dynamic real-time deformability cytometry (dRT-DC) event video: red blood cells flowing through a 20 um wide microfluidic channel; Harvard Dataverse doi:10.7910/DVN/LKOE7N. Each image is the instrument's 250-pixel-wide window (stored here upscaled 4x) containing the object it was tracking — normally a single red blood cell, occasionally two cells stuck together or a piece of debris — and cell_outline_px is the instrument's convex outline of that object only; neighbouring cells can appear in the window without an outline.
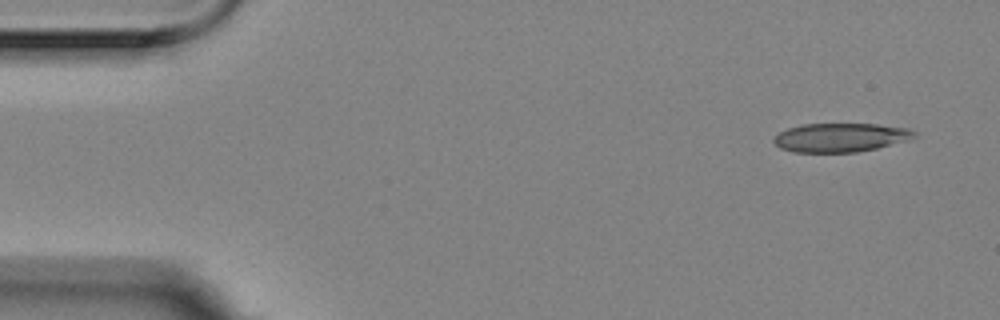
{"species": "Egyptian fruit bat (a non-hibernating species)", "species_latin": "Rousettus aegyptiacus", "temperature_condition": "room temperature", "stored_images_in_passage": 9, "camera_frame_rate_fps": 3000, "um_per_image_px": 0.085, "animal": {"sex": "female"}, "frame": {"image": 1, "passage_image": 1, "time_ms": 0.0, "image_size_px": [1000, 320], "cell_outline_px": [[920, 136], [908, 140], [876, 148], [856, 152], [792, 152], [780, 148], [772, 140], [772, 136], [788, 128], [800, 124], [876, 124], [912, 128]], "centroid_in_image_um": [71.46, 11.68], "position_along_channel_um": 13.5, "area_um2": 23.87}}
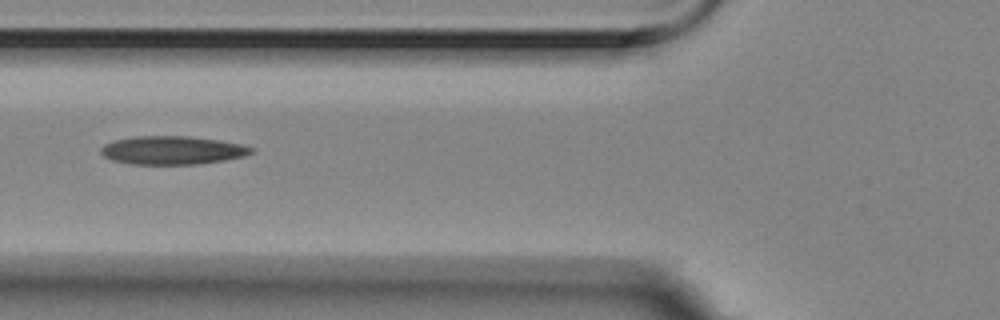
{"frame": {"image": 2, "passage_image": 6, "time_ms": 1.667, "image_size_px": [1000, 320], "cell_outline_px": [[252, 152], [244, 156], [224, 160], [200, 164], [132, 164], [112, 160], [104, 156], [100, 152], [100, 148], [104, 144], [116, 140], [136, 136], [188, 136], [220, 140], [240, 144], [252, 148]], "centroid_in_image_um": [14.62, 12.77], "position_along_channel_um": 111.2, "area_um2": 24.74}}
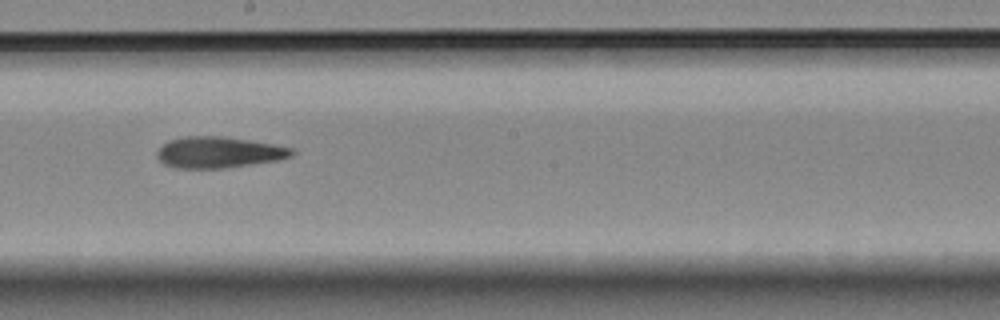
{"frame": {"image": 3, "passage_image": 9, "time_ms": 2.667, "image_size_px": [1000, 320], "cell_outline_px": [[296, 152], [292, 156], [276, 160], [224, 168], [176, 168], [164, 164], [156, 156], [156, 152], [168, 140], [184, 136], [220, 136], [248, 140], [272, 144], [292, 148]], "centroid_in_image_um": [18.56, 12.94], "position_along_channel_um": 229.6, "area_um2": 24.28}}